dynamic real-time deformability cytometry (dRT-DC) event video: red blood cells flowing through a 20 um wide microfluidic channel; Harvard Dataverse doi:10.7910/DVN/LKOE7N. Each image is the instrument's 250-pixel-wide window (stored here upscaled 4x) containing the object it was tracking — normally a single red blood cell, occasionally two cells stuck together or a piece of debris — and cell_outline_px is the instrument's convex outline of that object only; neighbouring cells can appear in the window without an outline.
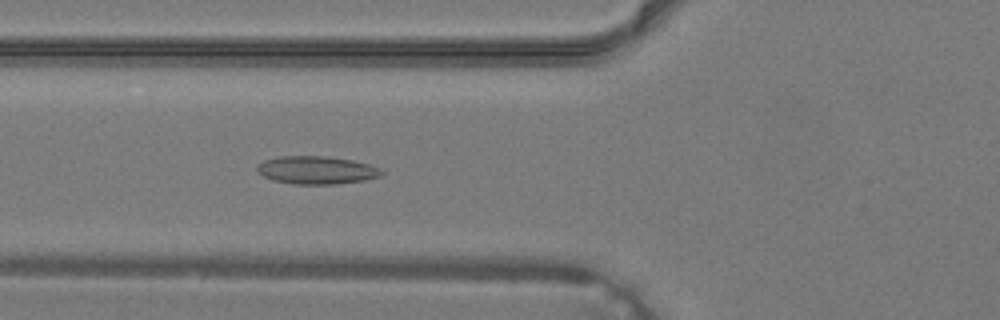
{"species": "common noctule bat (a hibernating species)", "species_latin": "Nyctalus noctula", "temperature_condition": "warm", "stored_images_in_passage": 38, "camera_frame_rate_fps": 3000, "um_per_image_px": 0.085, "animal": {"sex": "male", "body_mass_g": 19.2, "forearm_length_mm": 51.8}, "frame": {"image": 1, "passage_image": 14, "time_ms": 4.333, "image_size_px": [1000, 320], "cell_outline_px": [[384, 172], [380, 176], [364, 180], [336, 184], [296, 184], [272, 180], [264, 176], [256, 168], [256, 164], [264, 160], [280, 156], [324, 156], [352, 160], [368, 164], [380, 168]], "centroid_in_image_um": [26.9, 14.45], "position_along_channel_um": 98.9, "area_um2": 20.17}}
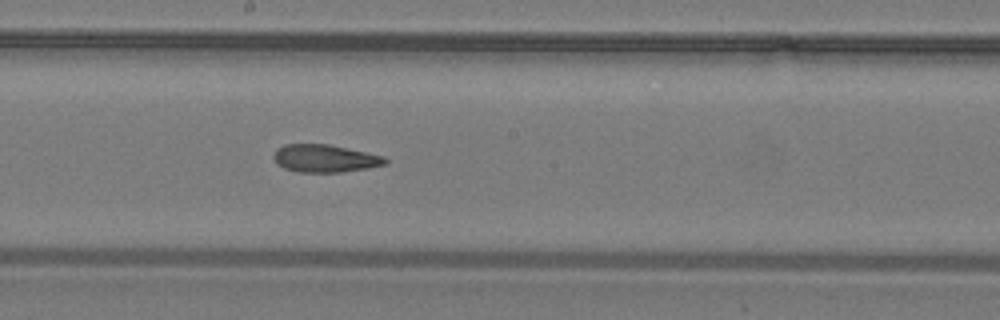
{"frame": {"image": 2, "passage_image": 21, "time_ms": 6.667, "image_size_px": [1000, 320], "cell_outline_px": [[388, 164], [368, 168], [340, 172], [300, 172], [284, 168], [276, 164], [272, 156], [276, 148], [284, 144], [328, 144], [384, 156], [388, 160]], "centroid_in_image_um": [27.59, 13.46], "position_along_channel_um": 220.6, "area_um2": 18.09}}
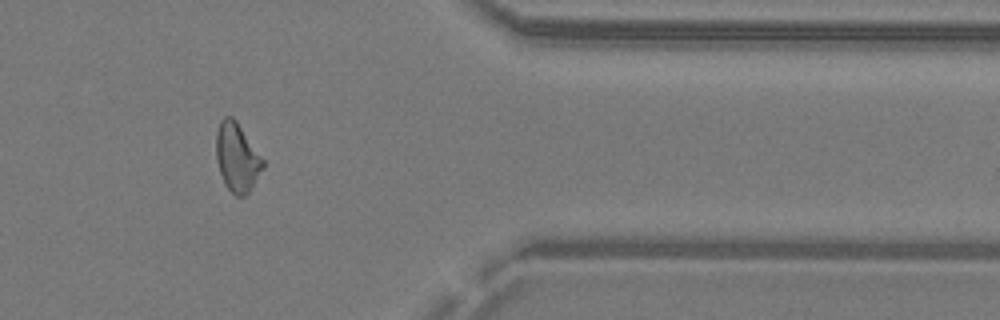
{"frame": {"image": 3, "passage_image": 32, "time_ms": 10.333, "image_size_px": [1000, 320], "cell_outline_px": [[264, 168], [248, 192], [244, 196], [236, 196], [224, 184], [216, 160], [216, 132], [220, 120], [224, 116], [232, 116], [236, 120], [264, 160]], "centroid_in_image_um": [20.13, 13.36], "position_along_channel_um": 391.3, "area_um2": 18.67}}